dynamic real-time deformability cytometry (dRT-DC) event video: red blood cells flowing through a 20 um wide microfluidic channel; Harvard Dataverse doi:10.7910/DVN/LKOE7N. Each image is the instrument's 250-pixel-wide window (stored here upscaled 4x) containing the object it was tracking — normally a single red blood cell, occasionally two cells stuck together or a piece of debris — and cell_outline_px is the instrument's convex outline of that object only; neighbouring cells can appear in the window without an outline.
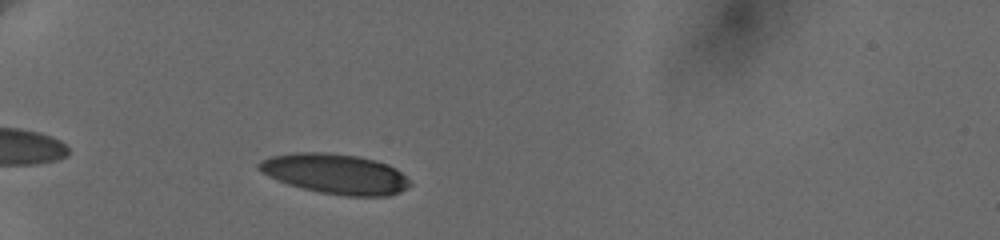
{"species": "human", "species_latin": "Homo sapiens", "temperature_condition": "cold", "stored_images_in_passage": 9, "camera_frame_rate_fps": 3000, "um_per_image_px": 0.085, "donor": {"sex": "female"}, "frame": {"image": 1, "passage_image": 7, "time_ms": 1.667, "image_size_px": [1000, 240], "cell_outline_px": [[412, 184], [408, 188], [400, 192], [388, 196], [344, 196], [320, 192], [288, 184], [268, 176], [260, 172], [256, 168], [256, 164], [260, 160], [272, 156], [296, 152], [324, 152], [360, 156], [376, 160], [388, 164], [396, 168]], "centroid_in_image_um": [28.49, 14.77], "position_along_channel_um": 56.5, "area_um2": 35.43}}